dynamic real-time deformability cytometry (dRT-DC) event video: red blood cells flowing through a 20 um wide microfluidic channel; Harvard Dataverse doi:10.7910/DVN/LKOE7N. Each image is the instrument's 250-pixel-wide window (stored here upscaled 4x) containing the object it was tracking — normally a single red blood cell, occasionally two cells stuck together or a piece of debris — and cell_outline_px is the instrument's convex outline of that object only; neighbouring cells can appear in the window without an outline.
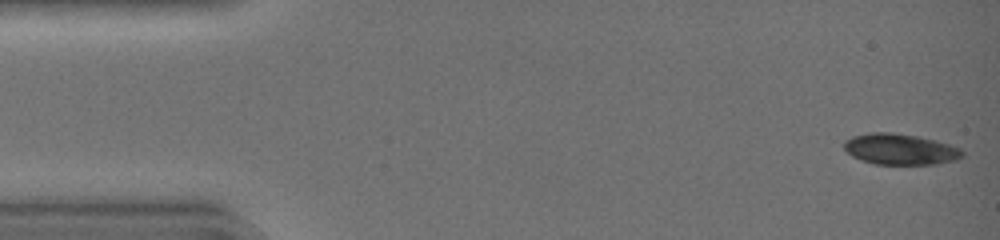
{"species": "common noctule bat (a hibernating species)", "species_latin": "Nyctalus noctula", "temperature_condition": "warm", "stored_images_in_passage": 43, "camera_frame_rate_fps": 3000, "um_per_image_px": 0.085, "animal": {"sex": "female", "body_mass_g": 19.0, "forearm_length_mm": 51.5}, "frame": {"image": 1, "passage_image": 1, "time_ms": 0.0, "image_size_px": [1000, 240], "cell_outline_px": [[964, 156], [952, 160], [936, 164], [876, 164], [860, 160], [852, 156], [844, 148], [844, 140], [852, 136], [872, 132], [888, 132], [916, 136], [948, 144], [960, 148], [964, 152]], "centroid_in_image_um": [76.48, 12.68], "position_along_channel_um": 8.5, "area_um2": 21.1}}
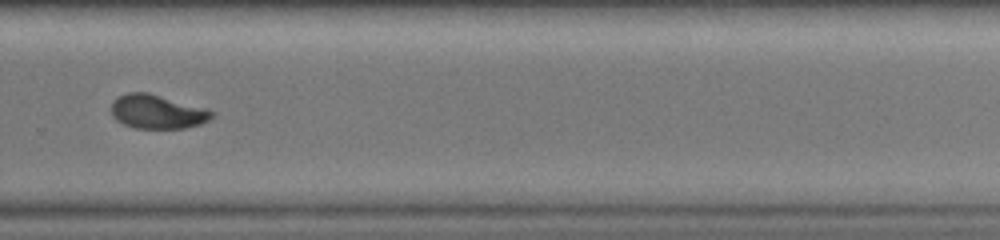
{"frame": {"image": 2, "passage_image": 30, "time_ms": 9.667, "image_size_px": [1000, 240], "cell_outline_px": [[212, 116], [208, 120], [200, 124], [184, 128], [136, 128], [124, 124], [116, 120], [112, 116], [112, 100], [116, 96], [128, 92], [148, 92], [208, 108], [212, 112]], "centroid_in_image_um": [13.34, 9.48], "position_along_channel_um": 316.5, "area_um2": 20.0}}
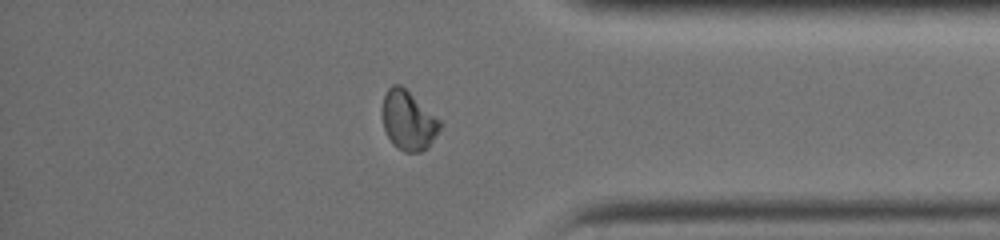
{"frame": {"image": 3, "passage_image": 36, "time_ms": 11.667, "image_size_px": [1000, 240], "cell_outline_px": [[440, 128], [428, 148], [420, 152], [404, 152], [392, 144], [384, 128], [384, 96], [388, 88], [392, 84], [400, 84], [440, 120]], "centroid_in_image_um": [34.71, 10.27], "position_along_channel_um": 400.5, "area_um2": 19.42}, "authors_computed_cell_mechanics": {"area_um2": 21.2704, "velocity_mm_per_s": 4.4828, "shape_relaxation_time_tau1_ms": 4.5892, "shape_relaxation_time_tau2_ms": 1.6342, "deformation_change_tau1": 0.1838, "deformation_change_tau2": 0.0368}}